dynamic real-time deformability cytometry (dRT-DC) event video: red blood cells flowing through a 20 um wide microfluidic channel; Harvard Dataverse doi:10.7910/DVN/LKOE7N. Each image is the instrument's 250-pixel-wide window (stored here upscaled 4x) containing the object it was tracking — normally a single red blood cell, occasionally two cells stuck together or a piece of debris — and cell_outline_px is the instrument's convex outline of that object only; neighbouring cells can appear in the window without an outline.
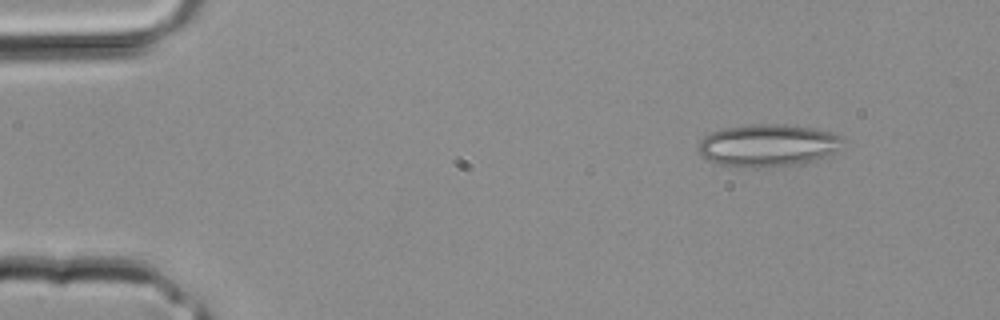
{"species": "common noctule bat (a hibernating species)", "species_latin": "Nyctalus noctula", "temperature_condition": "room temperature", "stored_images_in_passage": 3, "camera_frame_rate_fps": 3000, "um_per_image_px": 0.085, "animal": {"sex": "male", "body_mass_g": 20.4}, "frame": {"image": 1, "passage_image": 1, "time_ms": 0.0, "image_size_px": [1000, 320], "cell_outline_px": [[844, 140], [840, 148], [836, 152], [800, 164], [752, 168], [740, 168], [720, 164], [708, 160], [700, 152], [700, 140], [704, 136], [712, 132], [724, 128], [748, 124], [784, 124], [812, 128], [832, 132], [844, 136]], "centroid_in_image_um": [65.3, 12.35], "position_along_channel_um": 19.7, "area_um2": 35.78}}